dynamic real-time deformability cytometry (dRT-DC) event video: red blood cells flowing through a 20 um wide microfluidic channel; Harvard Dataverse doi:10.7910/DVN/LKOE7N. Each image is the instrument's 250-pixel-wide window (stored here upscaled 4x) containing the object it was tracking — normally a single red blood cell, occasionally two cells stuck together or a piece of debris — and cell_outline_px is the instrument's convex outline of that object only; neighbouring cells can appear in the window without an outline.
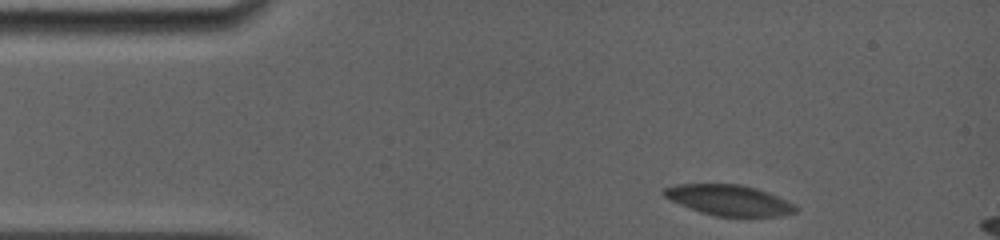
{"species": "common noctule bat (a hibernating species)", "species_latin": "Nyctalus noctula", "temperature_condition": "room temperature", "stored_images_in_passage": 4, "camera_frame_rate_fps": 5000, "um_per_image_px": 0.085, "animal": {"sex": "female", "body_mass_g": 19.0, "forearm_length_mm": 56.7}, "frame": {"image": 1, "passage_image": 1, "time_ms": 0.0, "image_size_px": [1000, 240], "cell_outline_px": [[796, 212], [780, 216], [716, 216], [700, 212], [680, 204], [664, 196], [660, 192], [664, 188], [676, 184], [740, 184], [756, 188], [768, 192], [796, 204]], "centroid_in_image_um": [61.97, 17.0], "position_along_channel_um": 23.0, "area_um2": 23.41}}